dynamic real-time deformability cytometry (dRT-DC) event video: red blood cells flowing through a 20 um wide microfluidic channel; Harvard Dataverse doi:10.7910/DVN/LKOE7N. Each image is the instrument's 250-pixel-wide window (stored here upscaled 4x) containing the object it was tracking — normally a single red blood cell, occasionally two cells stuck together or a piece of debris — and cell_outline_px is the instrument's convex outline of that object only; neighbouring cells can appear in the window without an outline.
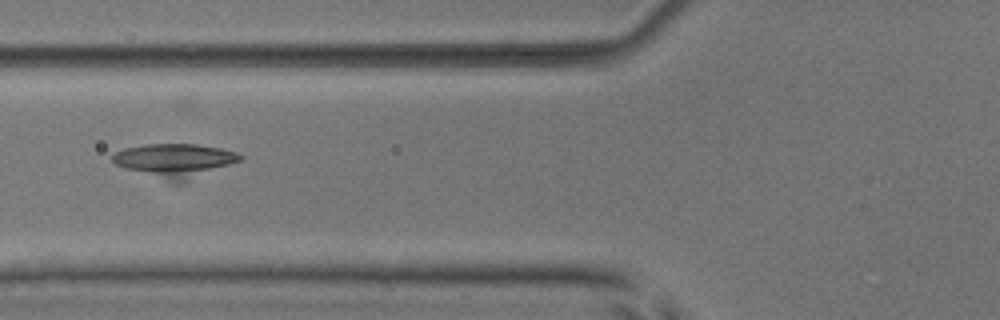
{"species": "common noctule bat (a hibernating species)", "species_latin": "Nyctalus noctula", "temperature_condition": "room temperature", "stored_images_in_passage": 10, "camera_frame_rate_fps": 3000, "um_per_image_px": 0.085, "animal": {"sex": "male", "body_mass_g": 17.9, "forearm_length_mm": 54.2}, "frame": {"image": 1, "passage_image": 7, "time_ms": 7.0, "image_size_px": [1000, 320], "cell_outline_px": [[244, 156], [240, 160], [180, 184], [172, 184], [124, 168], [116, 164], [112, 160], [112, 156], [116, 152], [124, 148], [148, 144], [196, 144], [220, 148], [236, 152]], "centroid_in_image_um": [14.83, 13.66], "position_along_channel_um": 111.0, "area_um2": 25.14}}